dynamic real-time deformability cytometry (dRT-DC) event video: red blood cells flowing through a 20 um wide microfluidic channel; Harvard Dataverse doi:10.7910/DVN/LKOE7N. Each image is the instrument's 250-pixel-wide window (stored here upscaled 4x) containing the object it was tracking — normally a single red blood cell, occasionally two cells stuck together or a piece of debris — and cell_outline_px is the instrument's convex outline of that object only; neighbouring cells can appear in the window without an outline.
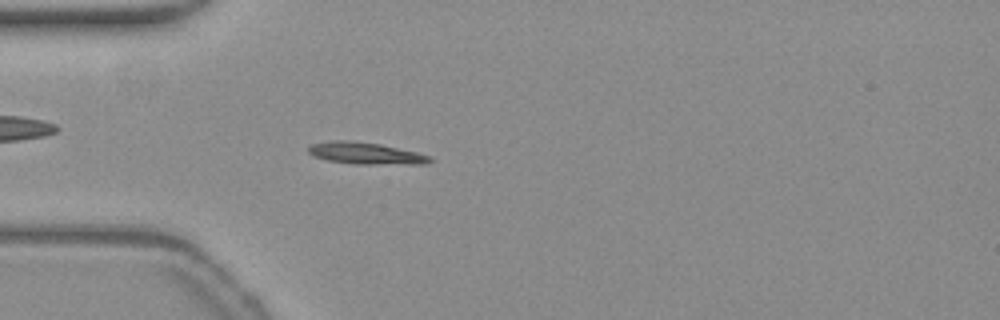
{"species": "common noctule bat (a hibernating species)", "species_latin": "Nyctalus noctula", "temperature_condition": "warm", "stored_images_in_passage": 16, "camera_frame_rate_fps": 3000, "um_per_image_px": 0.085, "animal": {"sex": "female", "body_mass_g": 19.3, "forearm_length_mm": 54.1}, "frame": {"image": 1, "passage_image": 9, "time_ms": 2.667, "image_size_px": [1000, 320], "cell_outline_px": [[432, 160], [428, 164], [352, 164], [328, 160], [312, 156], [308, 152], [308, 148], [312, 144], [336, 140], [344, 140], [380, 144], [416, 152], [432, 156]], "centroid_in_image_um": [31.1, 13.04], "position_along_channel_um": 53.9, "area_um2": 15.37}}